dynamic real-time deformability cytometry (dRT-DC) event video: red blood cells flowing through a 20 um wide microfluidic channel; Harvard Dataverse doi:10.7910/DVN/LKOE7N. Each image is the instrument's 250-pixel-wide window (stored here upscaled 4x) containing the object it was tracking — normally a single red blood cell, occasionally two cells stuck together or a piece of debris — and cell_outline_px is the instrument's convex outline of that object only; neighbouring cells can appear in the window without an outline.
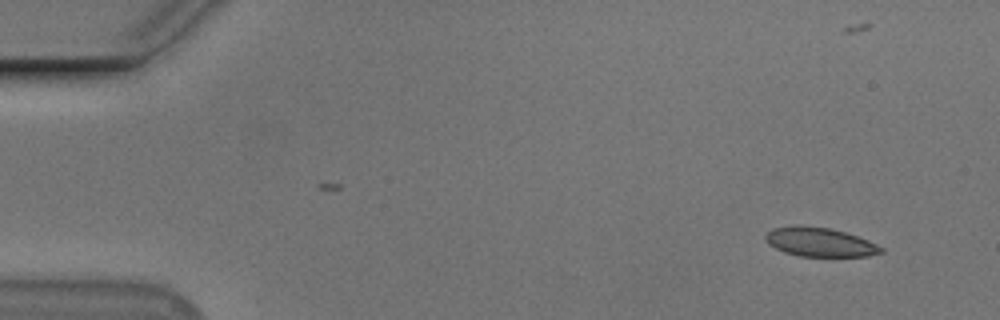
{"species": "Egyptian fruit bat (a non-hibernating species)", "species_latin": "Rousettus aegyptiacus", "temperature_condition": "cold", "stored_images_in_passage": 4, "camera_frame_rate_fps": 3000, "um_per_image_px": 0.085, "animal": {"sex": "male"}, "frame": {"image": 1, "passage_image": 1, "time_ms": 0.0, "image_size_px": [1000, 320], "cell_outline_px": [[884, 252], [868, 256], [800, 256], [784, 252], [768, 244], [764, 240], [764, 236], [772, 228], [796, 224], [800, 224], [828, 228], [844, 232], [868, 240], [884, 248]], "centroid_in_image_um": [69.64, 20.56], "position_along_channel_um": 15.4, "area_um2": 19.65}}